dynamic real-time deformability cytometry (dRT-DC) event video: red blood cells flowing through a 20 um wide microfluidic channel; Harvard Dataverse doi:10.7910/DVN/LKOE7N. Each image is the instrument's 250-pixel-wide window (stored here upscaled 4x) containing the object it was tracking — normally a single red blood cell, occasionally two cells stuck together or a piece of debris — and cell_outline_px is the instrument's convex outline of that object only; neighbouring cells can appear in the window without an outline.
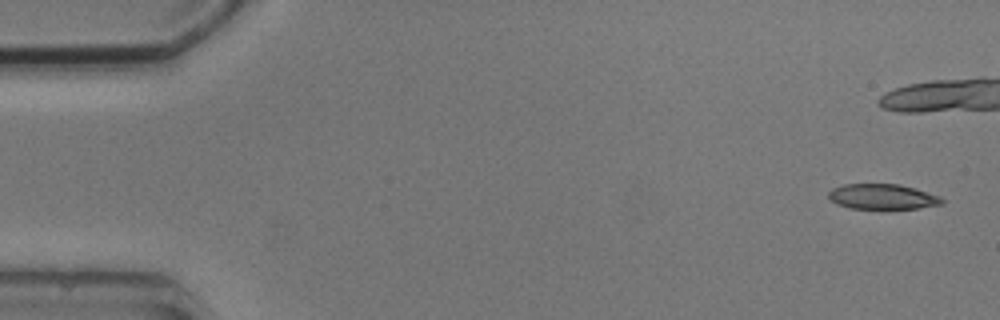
{"species": "common noctule bat (a hibernating species)", "species_latin": "Nyctalus noctula", "temperature_condition": "cold", "stored_images_in_passage": 7, "camera_frame_rate_fps": 3000, "um_per_image_px": 0.085, "animal": {"sex": "male", "body_mass_g": 20.5, "forearm_length_mm": 52.5}, "frame": {"image": 1, "passage_image": 1, "time_ms": 0.0, "image_size_px": [1000, 320], "cell_outline_px": [[944, 204], [916, 208], [884, 212], [848, 208], [836, 204], [828, 196], [828, 192], [832, 188], [844, 184], [900, 184], [916, 188], [940, 196], [944, 200]], "centroid_in_image_um": [75.02, 16.77], "position_along_channel_um": 10.0, "area_um2": 17.69}}